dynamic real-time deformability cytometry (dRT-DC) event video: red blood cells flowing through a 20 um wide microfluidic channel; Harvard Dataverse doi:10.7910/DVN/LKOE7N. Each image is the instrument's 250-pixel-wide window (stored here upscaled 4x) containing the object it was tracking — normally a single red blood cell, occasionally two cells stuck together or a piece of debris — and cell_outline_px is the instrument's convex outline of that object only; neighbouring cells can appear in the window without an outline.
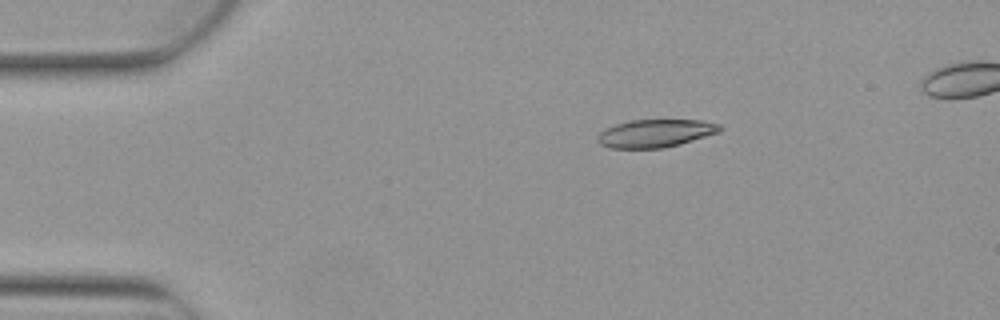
{"species": "Egyptian fruit bat (a non-hibernating species)", "species_latin": "Rousettus aegyptiacus", "temperature_condition": "warm", "stored_images_in_passage": 5, "camera_frame_rate_fps": 3000, "um_per_image_px": 0.085, "animal": {"sex": "female"}, "frame": {"image": 1, "passage_image": 5, "time_ms": 1.333, "image_size_px": [1000, 320], "cell_outline_px": [[724, 128], [720, 132], [680, 144], [664, 148], [612, 148], [600, 144], [596, 140], [596, 136], [604, 128], [628, 120], [704, 120], [720, 124]], "centroid_in_image_um": [55.72, 11.32], "position_along_channel_um": 29.3, "area_um2": 20.11}}